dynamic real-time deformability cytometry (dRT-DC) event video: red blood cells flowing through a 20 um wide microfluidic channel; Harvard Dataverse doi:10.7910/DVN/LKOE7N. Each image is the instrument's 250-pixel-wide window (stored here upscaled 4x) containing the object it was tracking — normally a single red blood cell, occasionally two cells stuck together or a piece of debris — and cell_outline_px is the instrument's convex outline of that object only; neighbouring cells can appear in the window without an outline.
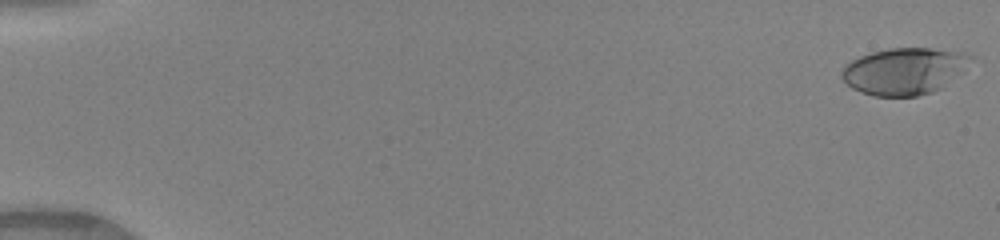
{"species": "human", "species_latin": "Homo sapiens", "temperature_condition": "warm", "stored_images_in_passage": 50, "camera_frame_rate_fps": 3000, "um_per_image_px": 0.085, "donor": {"sex": "female"}, "frame": {"image": 1, "passage_image": 1, "time_ms": 0.0, "image_size_px": [1000, 240], "cell_outline_px": [[972, 56], [964, 72], [940, 88], [932, 92], [916, 96], [872, 96], [860, 92], [852, 88], [840, 76], [840, 72], [844, 64], [860, 56], [872, 52], [888, 48], [932, 48], [964, 52]], "centroid_in_image_um": [76.85, 6.04], "position_along_channel_um": 8.2, "area_um2": 35.32}}
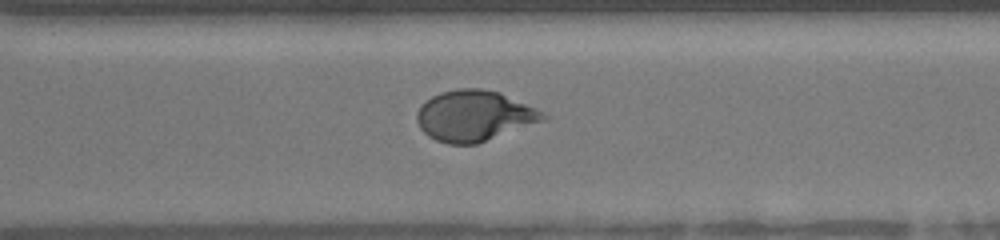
{"frame": {"image": 2, "passage_image": 37, "time_ms": 12.0, "image_size_px": [1000, 240], "cell_outline_px": [[552, 116], [548, 120], [476, 144], [448, 144], [436, 140], [428, 136], [420, 128], [416, 120], [416, 112], [420, 104], [432, 96], [440, 92], [456, 88], [484, 88], [500, 92], [536, 108]], "centroid_in_image_um": [40.34, 9.84], "position_along_channel_um": 330.3, "area_um2": 37.92}}
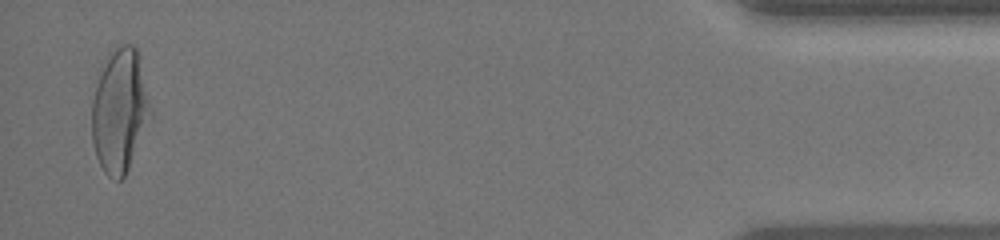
{"frame": {"image": 3, "passage_image": 49, "time_ms": 16.0, "image_size_px": [1000, 240], "cell_outline_px": [[152, 116], [128, 168], [124, 176], [120, 180], [116, 180], [108, 176], [104, 172], [96, 156], [92, 140], [92, 100], [96, 72], [112, 52], [120, 44], [132, 44], [136, 48], [152, 108]], "centroid_in_image_um": [10.16, 9.39], "position_along_channel_um": 425.0, "area_um2": 42.43}, "authors_computed_cell_mechanics": {"area_um2": 36.1828, "velocity_mm_per_s": 4.1378, "shape_relaxation_time_tau1_ms": 4.3372, "shape_relaxation_time_tau2_ms": 0.7839, "deformation_change_tau1": 0.2176, "deformation_change_tau2": 0.0547}}